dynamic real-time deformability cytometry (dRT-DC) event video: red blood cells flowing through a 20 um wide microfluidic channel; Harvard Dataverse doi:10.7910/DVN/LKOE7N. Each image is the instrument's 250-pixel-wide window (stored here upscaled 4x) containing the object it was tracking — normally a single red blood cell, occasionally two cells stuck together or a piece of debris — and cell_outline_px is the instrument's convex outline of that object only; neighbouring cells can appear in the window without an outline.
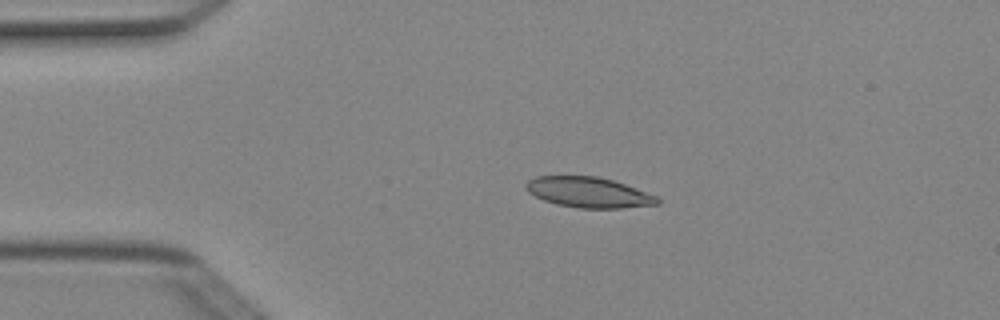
{"species": "Egyptian fruit bat (a non-hibernating species)", "species_latin": "Rousettus aegyptiacus", "temperature_condition": "cold", "stored_images_in_passage": 4, "camera_frame_rate_fps": 3000, "um_per_image_px": 0.085, "animal": {"sex": "female"}, "frame": {"image": 1, "passage_image": 3, "time_ms": 0.667, "image_size_px": [1000, 320], "cell_outline_px": [[660, 204], [624, 208], [580, 208], [556, 204], [544, 200], [528, 192], [524, 184], [528, 180], [536, 176], [596, 176], [612, 180], [624, 184], [656, 196], [660, 200]], "centroid_in_image_um": [50.01, 16.35], "position_along_channel_um": 35.0, "area_um2": 23.18}}